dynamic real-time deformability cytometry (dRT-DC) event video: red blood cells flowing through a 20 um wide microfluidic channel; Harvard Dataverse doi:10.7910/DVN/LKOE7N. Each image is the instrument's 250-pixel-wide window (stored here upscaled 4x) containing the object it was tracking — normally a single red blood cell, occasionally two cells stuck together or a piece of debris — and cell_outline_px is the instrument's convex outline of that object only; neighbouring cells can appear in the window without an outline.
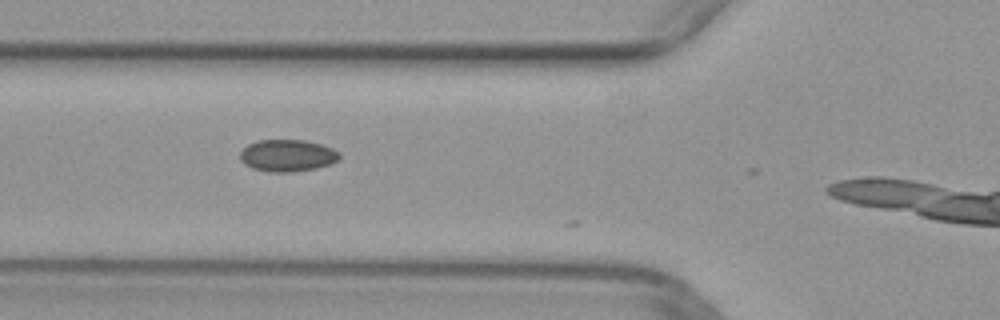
{"species": "common noctule bat (a hibernating species)", "species_latin": "Nyctalus noctula", "temperature_condition": "warm", "stored_images_in_passage": 5, "camera_frame_rate_fps": 3000, "um_per_image_px": 0.085, "animal": {"sex": "female", "body_mass_g": 29.2, "forearm_length_mm": 56.3}, "frame": {"image": 1, "passage_image": 3, "time_ms": 0.667, "image_size_px": [1000, 320], "cell_outline_px": [[340, 160], [332, 164], [316, 168], [292, 172], [268, 172], [252, 168], [244, 164], [240, 160], [240, 152], [248, 144], [256, 140], [304, 140], [320, 144], [332, 148], [340, 152]], "centroid_in_image_um": [24.44, 13.22], "position_along_channel_um": 101.4, "area_um2": 18.73}}